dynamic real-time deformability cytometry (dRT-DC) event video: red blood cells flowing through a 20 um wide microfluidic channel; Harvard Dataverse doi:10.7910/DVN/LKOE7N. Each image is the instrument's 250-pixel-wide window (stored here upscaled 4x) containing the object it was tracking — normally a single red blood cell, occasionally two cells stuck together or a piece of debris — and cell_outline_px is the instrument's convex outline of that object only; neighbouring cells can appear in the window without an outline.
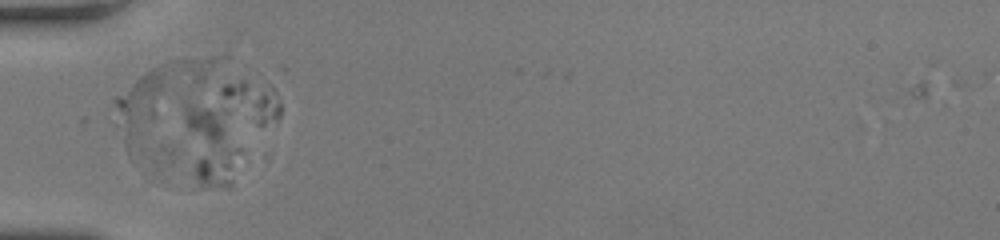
{"species": "human", "species_latin": "Homo sapiens", "temperature_condition": "room temperature", "stored_images_in_passage": 25, "segment_of_instrument_passage": [1, 2], "camera_frame_rate_fps": 3000, "um_per_image_px": 0.085, "donor": {"sex": "female"}, "frame": {"image": 1, "passage_image": 1, "time_ms": 0.0, "image_size_px": [1000, 240], "cell_outline_px": [[280, 116], [232, 180], [224, 188], [200, 188], [192, 172], [184, 124], [184, 100], [224, 84], [240, 80], [272, 80], [280, 104]], "centroid_in_image_um": [19.37, 10.89], "position_along_channel_um": 65.6, "area_um2": 53.64}}